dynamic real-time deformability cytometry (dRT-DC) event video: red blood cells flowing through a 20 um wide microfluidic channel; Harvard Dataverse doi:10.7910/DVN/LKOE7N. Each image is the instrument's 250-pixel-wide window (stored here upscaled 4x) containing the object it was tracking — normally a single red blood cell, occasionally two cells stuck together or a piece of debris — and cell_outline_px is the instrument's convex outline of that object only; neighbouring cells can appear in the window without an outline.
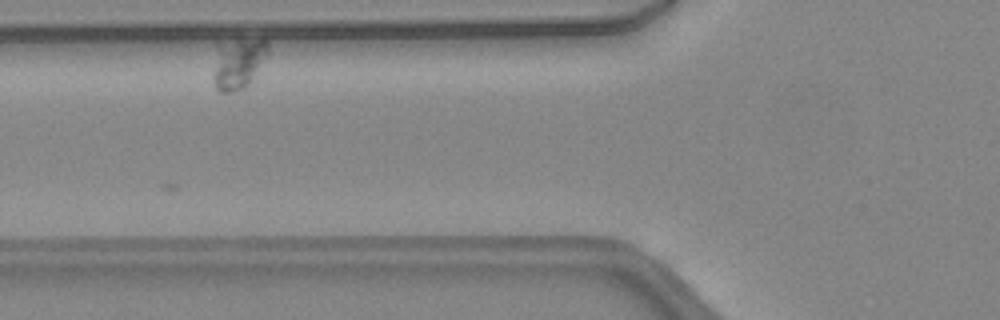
{"species": "common noctule bat (a hibernating species)", "species_latin": "Nyctalus noctula", "temperature_condition": "warm", "stored_images_in_passage": 10, "camera_frame_rate_fps": 3000, "um_per_image_px": 0.085, "animal": {"sex": "female", "body_mass_g": 24.6, "forearm_length_mm": 56.2}, "frame": {"image": 1, "passage_image": 6, "time_ms": 1.667, "image_size_px": [1000, 320], "cell_outline_px": [[268, 56], [248, 84], [244, 88], [228, 92], [220, 92], [216, 88], [216, 44], [236, 40], [268, 40]], "centroid_in_image_um": [20.29, 5.35], "position_along_channel_um": 105.5, "area_um2": 15.61}}
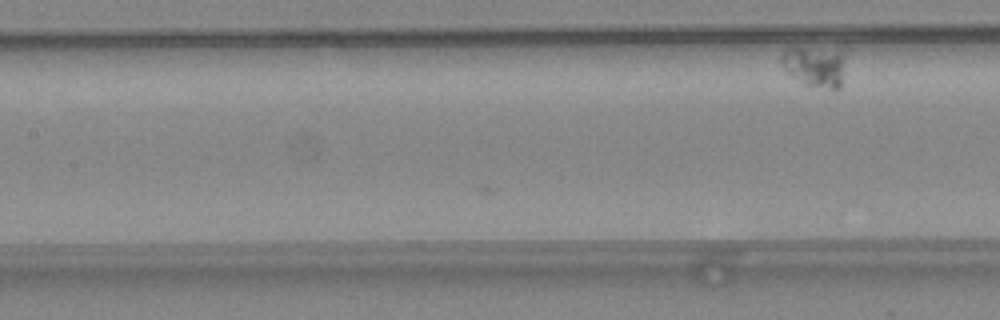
{"frame": {"image": 2, "passage_image": 10, "time_ms": 3.0, "image_size_px": [1000, 320], "cell_outline_px": [[844, 56], [840, 88], [828, 88], [804, 84], [784, 72], [780, 64], [780, 56], [792, 44], [796, 44], [840, 52]], "centroid_in_image_um": [69.14, 5.59], "position_along_channel_um": 138.3, "area_um2": 15.43}}